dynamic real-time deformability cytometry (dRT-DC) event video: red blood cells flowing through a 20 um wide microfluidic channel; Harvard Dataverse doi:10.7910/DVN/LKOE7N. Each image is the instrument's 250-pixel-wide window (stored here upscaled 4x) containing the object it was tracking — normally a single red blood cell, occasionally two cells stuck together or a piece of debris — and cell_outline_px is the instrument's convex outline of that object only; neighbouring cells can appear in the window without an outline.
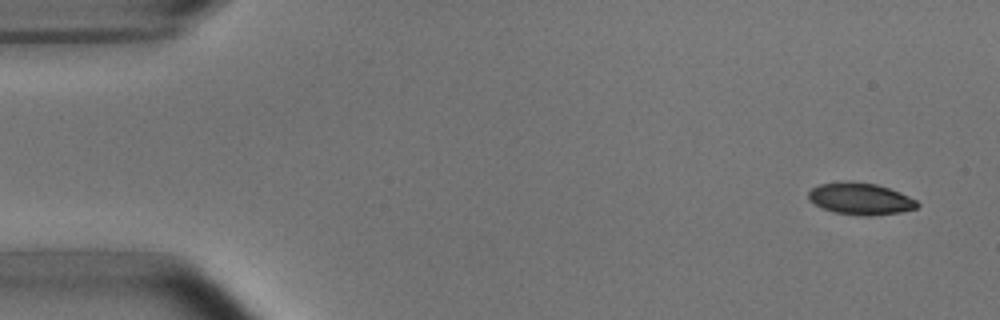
{"species": "common noctule bat (a hibernating species)", "species_latin": "Nyctalus noctula", "temperature_condition": "room temperature", "stored_images_in_passage": 7, "camera_frame_rate_fps": 3000, "um_per_image_px": 0.085, "animal": {"sex": "male", "body_mass_g": 15.6}, "frame": {"image": 1, "passage_image": 1, "time_ms": 0.0, "image_size_px": [1000, 320], "cell_outline_px": [[920, 204], [916, 208], [900, 212], [868, 216], [860, 216], [836, 212], [824, 208], [816, 204], [808, 196], [808, 192], [812, 188], [820, 184], [848, 180], [876, 184], [900, 192], [916, 200]], "centroid_in_image_um": [73.15, 16.88], "position_along_channel_um": 11.8, "area_um2": 20.0}}
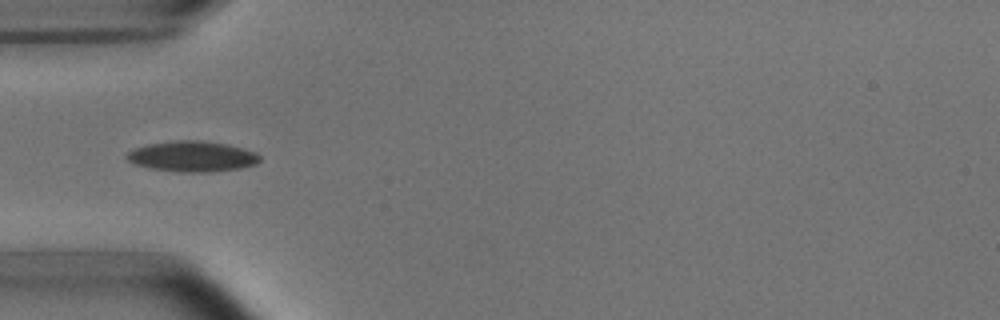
{"frame": {"image": 2, "passage_image": 5, "time_ms": 4.667, "image_size_px": [1000, 320], "cell_outline_px": [[260, 160], [256, 164], [240, 168], [212, 172], [180, 172], [152, 168], [132, 164], [128, 160], [128, 152], [136, 148], [148, 144], [176, 140], [200, 140], [224, 144], [256, 152], [260, 156]], "centroid_in_image_um": [16.35, 13.3], "position_along_channel_um": 68.7, "area_um2": 23.47}}
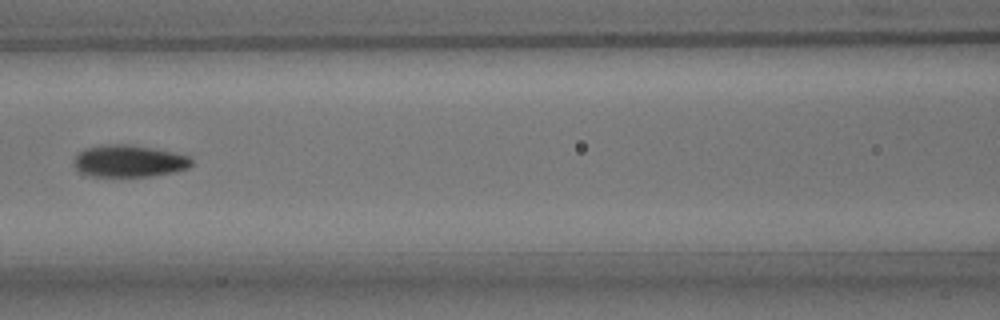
{"frame": {"image": 3, "passage_image": 7, "time_ms": 7.0, "image_size_px": [1000, 320], "cell_outline_px": [[192, 164], [188, 168], [176, 172], [152, 176], [88, 176], [80, 172], [72, 164], [72, 160], [84, 148], [112, 144], [128, 144], [152, 148], [172, 152], [188, 156], [192, 160]], "centroid_in_image_um": [10.95, 13.7], "position_along_channel_um": 155.7, "area_um2": 21.96}}